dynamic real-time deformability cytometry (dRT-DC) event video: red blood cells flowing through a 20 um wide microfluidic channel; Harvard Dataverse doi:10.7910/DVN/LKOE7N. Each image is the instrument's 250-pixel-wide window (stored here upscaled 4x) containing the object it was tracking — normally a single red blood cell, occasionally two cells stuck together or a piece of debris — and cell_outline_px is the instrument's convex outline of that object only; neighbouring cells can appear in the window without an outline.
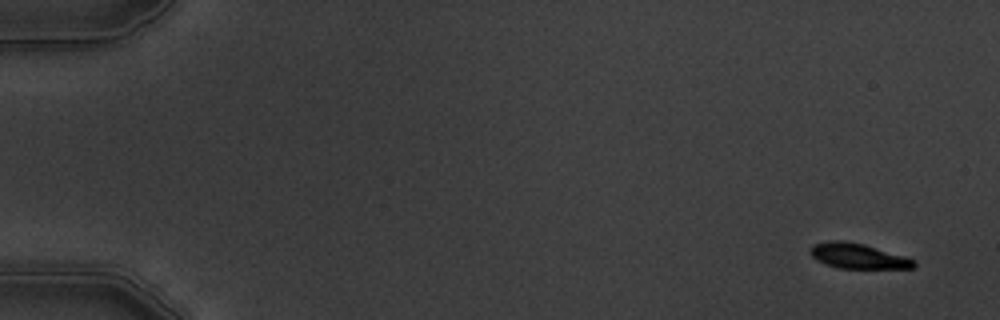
{"species": "common noctule bat (a hibernating species)", "species_latin": "Nyctalus noctula", "temperature_condition": "warm", "stored_images_in_passage": 9, "camera_frame_rate_fps": 3000, "um_per_image_px": 0.085, "animal": {"sex": "male", "body_mass_g": 19.5, "forearm_length_mm": 54.6}, "frame": {"image": 1, "passage_image": 1, "time_ms": 0.0, "image_size_px": [1000, 320], "cell_outline_px": [[916, 264], [912, 268], [836, 268], [816, 260], [812, 256], [808, 248], [812, 244], [828, 240], [844, 240], [864, 244], [904, 256], [916, 260]], "centroid_in_image_um": [72.87, 21.75], "position_along_channel_um": 12.1, "area_um2": 15.32}}